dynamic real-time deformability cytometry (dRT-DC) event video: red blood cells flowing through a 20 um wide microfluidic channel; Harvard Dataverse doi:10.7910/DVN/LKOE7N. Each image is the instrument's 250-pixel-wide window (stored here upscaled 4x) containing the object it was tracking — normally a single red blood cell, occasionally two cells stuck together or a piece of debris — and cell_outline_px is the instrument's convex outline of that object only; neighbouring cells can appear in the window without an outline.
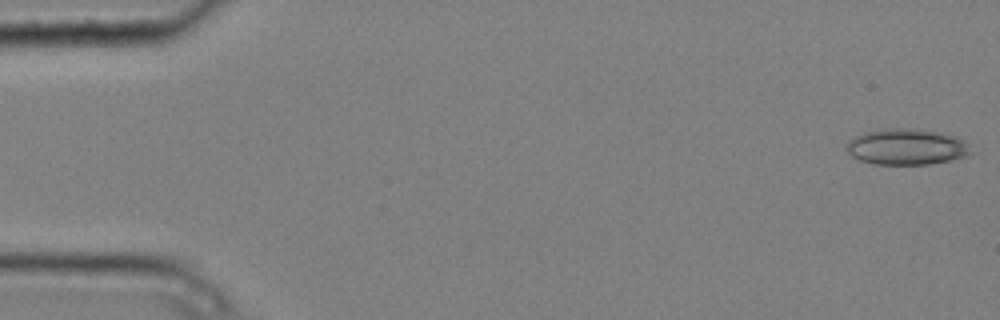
{"species": "common noctule bat (a hibernating species)", "species_latin": "Nyctalus noctula", "temperature_condition": "cold", "stored_images_in_passage": 4, "camera_frame_rate_fps": 3000, "um_per_image_px": 0.085, "animal": {"sex": "male", "body_mass_g": 20.4}, "frame": {"image": 1, "passage_image": 1, "time_ms": 0.0, "image_size_px": [1000, 320], "cell_outline_px": [[972, 152], [968, 156], [928, 164], [872, 164], [860, 160], [852, 156], [844, 148], [856, 136], [864, 132], [880, 128], [920, 128], [940, 132], [956, 136], [968, 144]], "centroid_in_image_um": [77.07, 12.46], "position_along_channel_um": 7.9, "area_um2": 26.24}}